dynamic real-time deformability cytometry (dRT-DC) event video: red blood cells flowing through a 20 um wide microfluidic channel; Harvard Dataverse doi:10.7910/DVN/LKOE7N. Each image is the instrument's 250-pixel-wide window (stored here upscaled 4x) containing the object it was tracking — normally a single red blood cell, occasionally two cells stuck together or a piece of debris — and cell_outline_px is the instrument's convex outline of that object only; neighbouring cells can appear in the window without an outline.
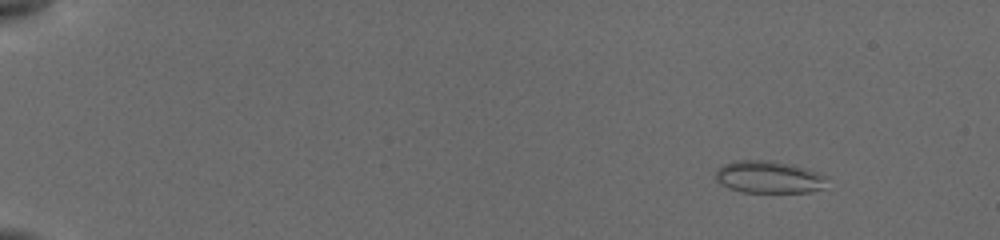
{"species": "common noctule bat (a hibernating species)", "species_latin": "Nyctalus noctula", "temperature_condition": "cold", "stored_images_in_passage": 26, "camera_frame_rate_fps": 3000, "um_per_image_px": 0.085, "animal": {"sex": "female", "body_mass_g": 19.5, "forearm_length_mm": 54.1}, "frame": {"image": 1, "passage_image": 2, "time_ms": 0.333, "image_size_px": [1000, 240], "cell_outline_px": [[828, 176], [824, 188], [812, 192], [740, 192], [728, 188], [720, 184], [716, 180], [716, 168], [724, 164], [736, 160], [772, 160], [804, 168]], "centroid_in_image_um": [65.33, 15.06], "position_along_channel_um": 19.7, "area_um2": 21.1}}
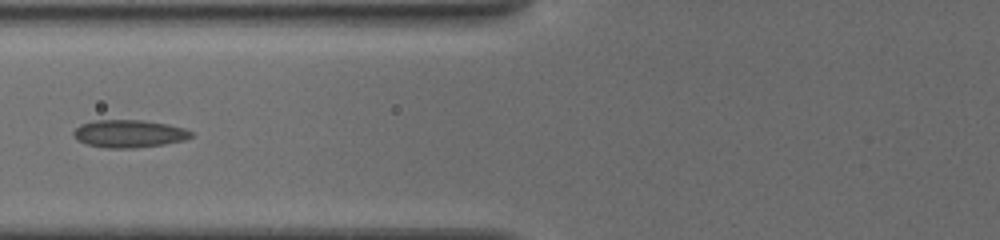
{"frame": {"image": 2, "passage_image": 23, "time_ms": 6.333, "image_size_px": [1000, 240], "cell_outline_px": [[192, 136], [184, 140], [164, 144], [136, 148], [104, 148], [88, 144], [76, 140], [72, 136], [72, 132], [80, 124], [92, 120], [144, 120], [168, 124], [184, 128], [192, 132]], "centroid_in_image_um": [10.93, 11.36], "position_along_channel_um": 114.9, "area_um2": 19.13}}
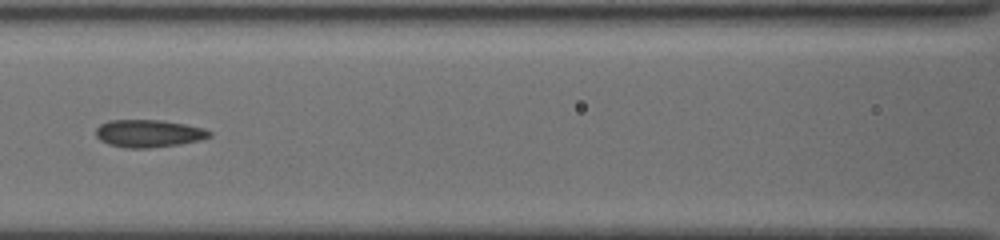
{"frame": {"image": 3, "passage_image": 25, "time_ms": 7.333, "image_size_px": [1000, 240], "cell_outline_px": [[212, 136], [200, 140], [180, 144], [148, 148], [124, 148], [108, 144], [100, 140], [96, 136], [96, 128], [100, 124], [108, 120], [160, 120], [184, 124], [204, 128], [212, 132]], "centroid_in_image_um": [12.62, 11.34], "position_along_channel_um": 154.0, "area_um2": 18.32}}